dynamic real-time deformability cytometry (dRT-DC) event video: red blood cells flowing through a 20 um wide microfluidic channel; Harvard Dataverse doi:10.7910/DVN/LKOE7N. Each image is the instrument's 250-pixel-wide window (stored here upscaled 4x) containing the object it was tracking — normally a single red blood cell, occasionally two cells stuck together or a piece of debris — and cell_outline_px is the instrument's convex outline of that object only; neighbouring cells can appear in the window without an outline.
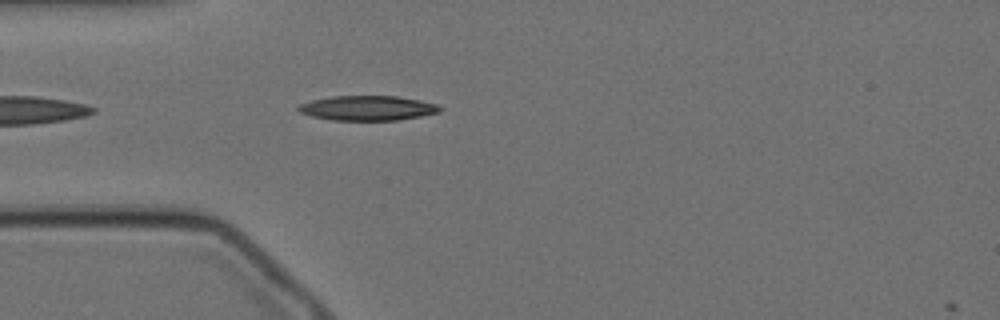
{"species": "Egyptian fruit bat (a non-hibernating species)", "species_latin": "Rousettus aegyptiacus", "temperature_condition": "cold", "stored_images_in_passage": 4, "camera_frame_rate_fps": 3000, "um_per_image_px": 0.085, "animal": {"sex": "female"}, "frame": {"image": 1, "passage_image": 3, "time_ms": 0.667, "image_size_px": [1000, 320], "cell_outline_px": [[444, 108], [440, 112], [400, 120], [332, 120], [312, 116], [300, 112], [296, 108], [300, 104], [312, 100], [332, 96], [396, 96], [436, 104]], "centroid_in_image_um": [31.24, 9.19], "position_along_channel_um": 53.8, "area_um2": 20.29}}